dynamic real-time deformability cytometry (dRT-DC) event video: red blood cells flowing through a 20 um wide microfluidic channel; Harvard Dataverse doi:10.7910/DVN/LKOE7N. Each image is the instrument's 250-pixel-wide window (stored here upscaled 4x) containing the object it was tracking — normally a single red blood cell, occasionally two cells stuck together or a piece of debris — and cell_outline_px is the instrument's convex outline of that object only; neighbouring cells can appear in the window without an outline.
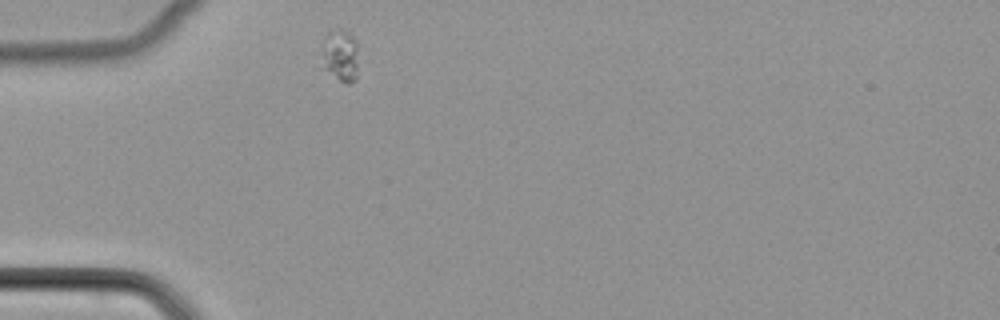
{"species": "common noctule bat (a hibernating species)", "species_latin": "Nyctalus noctula", "temperature_condition": "cold", "stored_images_in_passage": 29, "camera_frame_rate_fps": 3000, "um_per_image_px": 0.085, "animal": {"sex": "female", "body_mass_g": 22.7, "forearm_length_mm": 54.2}, "frame": {"image": 1, "passage_image": 1, "time_ms": 0.0, "image_size_px": [1000, 320], "cell_outline_px": [[356, 80], [348, 84], [340, 80], [320, 68], [324, 36], [328, 32], [336, 28], [340, 28], [352, 36], [356, 44]], "centroid_in_image_um": [28.86, 4.72], "position_along_channel_um": 56.1, "area_um2": 11.21}}